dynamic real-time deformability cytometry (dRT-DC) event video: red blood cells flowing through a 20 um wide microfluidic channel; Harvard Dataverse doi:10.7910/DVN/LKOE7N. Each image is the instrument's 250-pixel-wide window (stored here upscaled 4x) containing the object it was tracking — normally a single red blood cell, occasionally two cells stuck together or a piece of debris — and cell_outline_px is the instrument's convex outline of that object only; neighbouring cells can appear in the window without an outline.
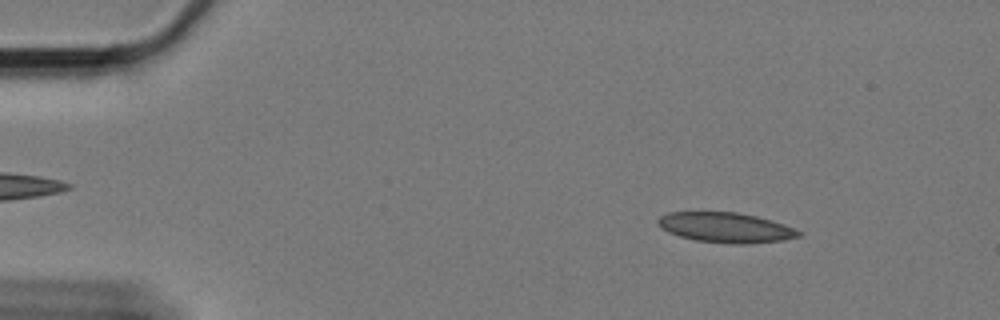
{"species": "Egyptian fruit bat (a non-hibernating species)", "species_latin": "Rousettus aegyptiacus", "temperature_condition": "cold", "stored_images_in_passage": 58, "camera_frame_rate_fps": 3000, "um_per_image_px": 0.085, "animal": {"sex": "female"}, "frame": {"image": 1, "passage_image": 7, "time_ms": 2.0, "image_size_px": [1000, 320], "cell_outline_px": [[804, 236], [784, 240], [744, 244], [732, 244], [696, 240], [680, 236], [668, 232], [656, 224], [656, 220], [660, 216], [668, 212], [736, 212], [756, 216], [784, 224], [804, 232]], "centroid_in_image_um": [61.71, 19.34], "position_along_channel_um": 23.3, "area_um2": 24.8}}
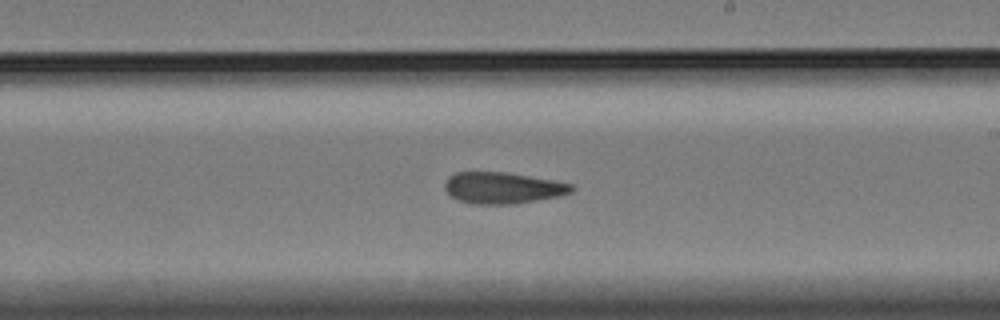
{"frame": {"image": 2, "passage_image": 34, "time_ms": 11.0, "image_size_px": [1000, 320], "cell_outline_px": [[576, 188], [572, 192], [560, 196], [512, 204], [472, 204], [456, 200], [444, 188], [444, 184], [448, 176], [456, 172], [508, 172], [556, 180], [572, 184]], "centroid_in_image_um": [42.75, 15.96], "position_along_channel_um": 246.3, "area_um2": 23.47}}
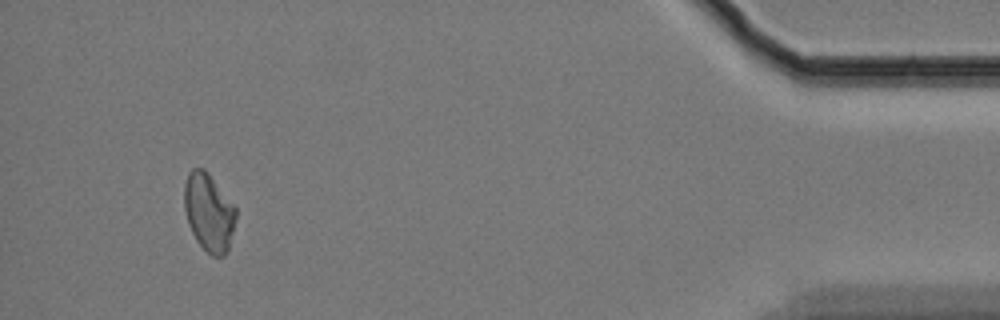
{"frame": {"image": 3, "passage_image": 55, "time_ms": 18.0, "image_size_px": [1000, 320], "cell_outline_px": [[236, 216], [228, 252], [224, 256], [212, 256], [196, 240], [188, 224], [184, 208], [184, 184], [188, 172], [192, 168], [204, 168], [208, 172], [236, 208]], "centroid_in_image_um": [17.74, 18.03], "position_along_channel_um": 417.5, "area_um2": 23.41}, "authors_computed_cell_mechanics": {"area_um2": 23.987, "velocity_mm_per_s": 3.3513, "shape_relaxation_time_tau1_ms": null, "shape_relaxation_time_tau2_ms": 4.1096, "deformation_change_tau1": null, "deformation_change_tau2": 0.115}}